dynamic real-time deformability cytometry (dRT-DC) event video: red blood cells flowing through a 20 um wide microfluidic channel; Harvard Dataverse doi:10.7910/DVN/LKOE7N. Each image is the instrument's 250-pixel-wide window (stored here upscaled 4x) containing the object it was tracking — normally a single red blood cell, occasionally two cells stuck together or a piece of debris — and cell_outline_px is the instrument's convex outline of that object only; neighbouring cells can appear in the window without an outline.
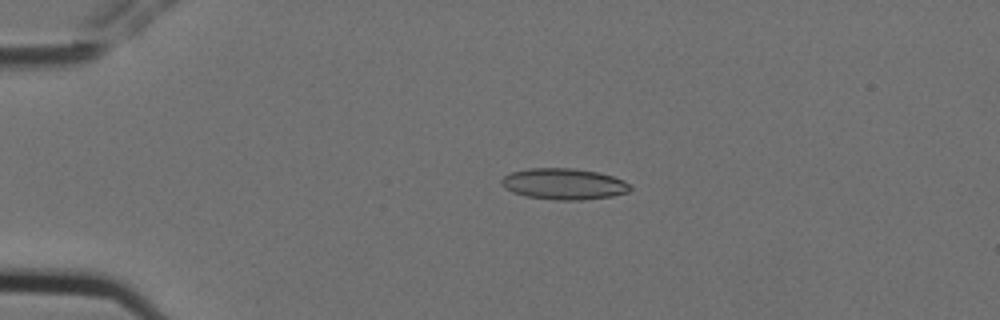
{"species": "Egyptian fruit bat (a non-hibernating species)", "species_latin": "Rousettus aegyptiacus", "temperature_condition": "cold", "stored_images_in_passage": 4, "camera_frame_rate_fps": 3000, "um_per_image_px": 0.085, "animal": {"sex": "female"}, "frame": {"image": 1, "passage_image": 2, "time_ms": 0.333, "image_size_px": [1000, 320], "cell_outline_px": [[632, 188], [628, 192], [612, 196], [580, 200], [556, 200], [524, 196], [512, 192], [504, 188], [500, 184], [500, 180], [504, 176], [512, 172], [528, 168], [572, 168], [596, 172], [612, 176], [624, 180], [632, 184]], "centroid_in_image_um": [47.92, 15.64], "position_along_channel_um": 37.1, "area_um2": 23.52}}
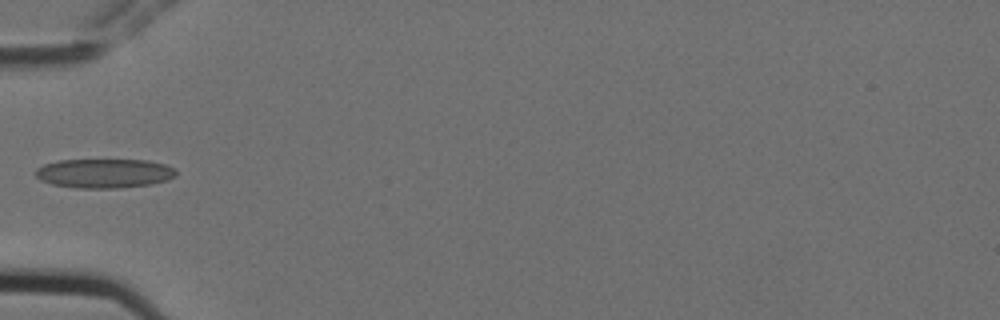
{"frame": {"image": 2, "passage_image": 4, "time_ms": 1.0, "image_size_px": [1000, 320], "cell_outline_px": [[176, 176], [168, 180], [152, 184], [120, 188], [76, 188], [52, 184], [40, 180], [36, 176], [36, 168], [44, 164], [60, 160], [148, 160], [164, 164], [176, 168]], "centroid_in_image_um": [8.89, 14.73], "position_along_channel_um": 76.1, "area_um2": 24.1}}